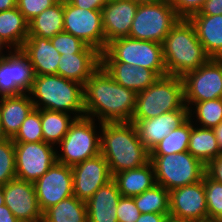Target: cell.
I'll list each match as a JSON object with an SVG mask.
<instances>
[{"instance_id": "6da1fadb", "label": "cell", "mask_w": 222, "mask_h": 222, "mask_svg": "<svg viewBox=\"0 0 222 222\" xmlns=\"http://www.w3.org/2000/svg\"><path fill=\"white\" fill-rule=\"evenodd\" d=\"M136 100L137 93L115 82L101 65L84 85L85 116L96 117L98 124L131 122Z\"/></svg>"}, {"instance_id": "7a4b0ae2", "label": "cell", "mask_w": 222, "mask_h": 222, "mask_svg": "<svg viewBox=\"0 0 222 222\" xmlns=\"http://www.w3.org/2000/svg\"><path fill=\"white\" fill-rule=\"evenodd\" d=\"M100 125V153L107 161L112 177L150 162V152L140 141L133 122H107Z\"/></svg>"}, {"instance_id": "3957f363", "label": "cell", "mask_w": 222, "mask_h": 222, "mask_svg": "<svg viewBox=\"0 0 222 222\" xmlns=\"http://www.w3.org/2000/svg\"><path fill=\"white\" fill-rule=\"evenodd\" d=\"M162 48L167 75L182 77L211 59L189 19H179L165 37Z\"/></svg>"}, {"instance_id": "277c9868", "label": "cell", "mask_w": 222, "mask_h": 222, "mask_svg": "<svg viewBox=\"0 0 222 222\" xmlns=\"http://www.w3.org/2000/svg\"><path fill=\"white\" fill-rule=\"evenodd\" d=\"M29 94L35 109L85 116L84 85L76 81L57 74L35 76Z\"/></svg>"}, {"instance_id": "5b68a950", "label": "cell", "mask_w": 222, "mask_h": 222, "mask_svg": "<svg viewBox=\"0 0 222 222\" xmlns=\"http://www.w3.org/2000/svg\"><path fill=\"white\" fill-rule=\"evenodd\" d=\"M185 106L184 84L180 76L159 77L151 86L137 93L132 120H147Z\"/></svg>"}, {"instance_id": "8992f818", "label": "cell", "mask_w": 222, "mask_h": 222, "mask_svg": "<svg viewBox=\"0 0 222 222\" xmlns=\"http://www.w3.org/2000/svg\"><path fill=\"white\" fill-rule=\"evenodd\" d=\"M101 62H124L153 70L159 77L167 75L162 44L152 41L115 39L101 53Z\"/></svg>"}, {"instance_id": "52a82bcc", "label": "cell", "mask_w": 222, "mask_h": 222, "mask_svg": "<svg viewBox=\"0 0 222 222\" xmlns=\"http://www.w3.org/2000/svg\"><path fill=\"white\" fill-rule=\"evenodd\" d=\"M156 183L171 191L199 182L206 174V166L188 151L167 155H150Z\"/></svg>"}, {"instance_id": "ba28073f", "label": "cell", "mask_w": 222, "mask_h": 222, "mask_svg": "<svg viewBox=\"0 0 222 222\" xmlns=\"http://www.w3.org/2000/svg\"><path fill=\"white\" fill-rule=\"evenodd\" d=\"M95 120L88 116L75 118L58 144L57 162L73 167L100 154V135ZM98 133V134H97Z\"/></svg>"}, {"instance_id": "9c48e42d", "label": "cell", "mask_w": 222, "mask_h": 222, "mask_svg": "<svg viewBox=\"0 0 222 222\" xmlns=\"http://www.w3.org/2000/svg\"><path fill=\"white\" fill-rule=\"evenodd\" d=\"M179 19L170 1L140 4L133 19L129 37L162 44Z\"/></svg>"}, {"instance_id": "30bf717a", "label": "cell", "mask_w": 222, "mask_h": 222, "mask_svg": "<svg viewBox=\"0 0 222 222\" xmlns=\"http://www.w3.org/2000/svg\"><path fill=\"white\" fill-rule=\"evenodd\" d=\"M181 78L187 108L197 102L222 98V59L211 58L207 63L185 73Z\"/></svg>"}, {"instance_id": "8fae6325", "label": "cell", "mask_w": 222, "mask_h": 222, "mask_svg": "<svg viewBox=\"0 0 222 222\" xmlns=\"http://www.w3.org/2000/svg\"><path fill=\"white\" fill-rule=\"evenodd\" d=\"M63 31L79 38L100 53L105 50L102 10H87L64 2Z\"/></svg>"}, {"instance_id": "7c38bea8", "label": "cell", "mask_w": 222, "mask_h": 222, "mask_svg": "<svg viewBox=\"0 0 222 222\" xmlns=\"http://www.w3.org/2000/svg\"><path fill=\"white\" fill-rule=\"evenodd\" d=\"M0 51V98L29 93L35 79L33 66L21 49Z\"/></svg>"}, {"instance_id": "4fadbf2b", "label": "cell", "mask_w": 222, "mask_h": 222, "mask_svg": "<svg viewBox=\"0 0 222 222\" xmlns=\"http://www.w3.org/2000/svg\"><path fill=\"white\" fill-rule=\"evenodd\" d=\"M16 178L35 183L57 162V148L44 141L14 142Z\"/></svg>"}, {"instance_id": "5bb4252c", "label": "cell", "mask_w": 222, "mask_h": 222, "mask_svg": "<svg viewBox=\"0 0 222 222\" xmlns=\"http://www.w3.org/2000/svg\"><path fill=\"white\" fill-rule=\"evenodd\" d=\"M169 217L192 221H208L203 180L169 191Z\"/></svg>"}, {"instance_id": "9a60e30c", "label": "cell", "mask_w": 222, "mask_h": 222, "mask_svg": "<svg viewBox=\"0 0 222 222\" xmlns=\"http://www.w3.org/2000/svg\"><path fill=\"white\" fill-rule=\"evenodd\" d=\"M36 196L42 213L73 196V173L70 166L55 162L35 183Z\"/></svg>"}, {"instance_id": "2e32d148", "label": "cell", "mask_w": 222, "mask_h": 222, "mask_svg": "<svg viewBox=\"0 0 222 222\" xmlns=\"http://www.w3.org/2000/svg\"><path fill=\"white\" fill-rule=\"evenodd\" d=\"M2 186L4 204L20 222H42L34 183L14 178Z\"/></svg>"}, {"instance_id": "e0dca14e", "label": "cell", "mask_w": 222, "mask_h": 222, "mask_svg": "<svg viewBox=\"0 0 222 222\" xmlns=\"http://www.w3.org/2000/svg\"><path fill=\"white\" fill-rule=\"evenodd\" d=\"M71 168L73 195L84 202H87L100 187L113 178L108 163L101 153Z\"/></svg>"}, {"instance_id": "ac0fdd59", "label": "cell", "mask_w": 222, "mask_h": 222, "mask_svg": "<svg viewBox=\"0 0 222 222\" xmlns=\"http://www.w3.org/2000/svg\"><path fill=\"white\" fill-rule=\"evenodd\" d=\"M188 108L185 105L180 110L163 113L147 120H131L137 128L140 141L150 152L172 130L183 124L189 117Z\"/></svg>"}, {"instance_id": "d6986e66", "label": "cell", "mask_w": 222, "mask_h": 222, "mask_svg": "<svg viewBox=\"0 0 222 222\" xmlns=\"http://www.w3.org/2000/svg\"><path fill=\"white\" fill-rule=\"evenodd\" d=\"M138 4L133 0H108L102 8L105 48L115 39L129 37Z\"/></svg>"}, {"instance_id": "ffe728a7", "label": "cell", "mask_w": 222, "mask_h": 222, "mask_svg": "<svg viewBox=\"0 0 222 222\" xmlns=\"http://www.w3.org/2000/svg\"><path fill=\"white\" fill-rule=\"evenodd\" d=\"M33 66L35 76L56 75L60 53L48 38L28 36L21 48Z\"/></svg>"}, {"instance_id": "44dd1931", "label": "cell", "mask_w": 222, "mask_h": 222, "mask_svg": "<svg viewBox=\"0 0 222 222\" xmlns=\"http://www.w3.org/2000/svg\"><path fill=\"white\" fill-rule=\"evenodd\" d=\"M121 196L112 178L86 202L88 222H118L116 210Z\"/></svg>"}, {"instance_id": "7402d4cb", "label": "cell", "mask_w": 222, "mask_h": 222, "mask_svg": "<svg viewBox=\"0 0 222 222\" xmlns=\"http://www.w3.org/2000/svg\"><path fill=\"white\" fill-rule=\"evenodd\" d=\"M101 66L115 82L136 93L144 91L159 78L153 70L124 62H101Z\"/></svg>"}, {"instance_id": "603a6c76", "label": "cell", "mask_w": 222, "mask_h": 222, "mask_svg": "<svg viewBox=\"0 0 222 222\" xmlns=\"http://www.w3.org/2000/svg\"><path fill=\"white\" fill-rule=\"evenodd\" d=\"M101 65V53L62 54L57 66V75L85 85Z\"/></svg>"}, {"instance_id": "cb8c5ba5", "label": "cell", "mask_w": 222, "mask_h": 222, "mask_svg": "<svg viewBox=\"0 0 222 222\" xmlns=\"http://www.w3.org/2000/svg\"><path fill=\"white\" fill-rule=\"evenodd\" d=\"M34 109L29 93L0 98V121L8 138H13Z\"/></svg>"}, {"instance_id": "d4e9b609", "label": "cell", "mask_w": 222, "mask_h": 222, "mask_svg": "<svg viewBox=\"0 0 222 222\" xmlns=\"http://www.w3.org/2000/svg\"><path fill=\"white\" fill-rule=\"evenodd\" d=\"M189 21L210 58L222 59V15H192Z\"/></svg>"}, {"instance_id": "484cf974", "label": "cell", "mask_w": 222, "mask_h": 222, "mask_svg": "<svg viewBox=\"0 0 222 222\" xmlns=\"http://www.w3.org/2000/svg\"><path fill=\"white\" fill-rule=\"evenodd\" d=\"M29 22L17 7L0 11V49H21L28 38Z\"/></svg>"}, {"instance_id": "4316f807", "label": "cell", "mask_w": 222, "mask_h": 222, "mask_svg": "<svg viewBox=\"0 0 222 222\" xmlns=\"http://www.w3.org/2000/svg\"><path fill=\"white\" fill-rule=\"evenodd\" d=\"M119 192L124 197H134L153 188L156 183L154 167L151 162L144 166L121 171L113 176Z\"/></svg>"}, {"instance_id": "83f0119b", "label": "cell", "mask_w": 222, "mask_h": 222, "mask_svg": "<svg viewBox=\"0 0 222 222\" xmlns=\"http://www.w3.org/2000/svg\"><path fill=\"white\" fill-rule=\"evenodd\" d=\"M191 119V133L188 152L205 166L222 155L213 129L195 127Z\"/></svg>"}, {"instance_id": "f1b7e54d", "label": "cell", "mask_w": 222, "mask_h": 222, "mask_svg": "<svg viewBox=\"0 0 222 222\" xmlns=\"http://www.w3.org/2000/svg\"><path fill=\"white\" fill-rule=\"evenodd\" d=\"M63 27L64 2L57 1L29 22L28 36L51 39L57 33L63 32Z\"/></svg>"}, {"instance_id": "f546056e", "label": "cell", "mask_w": 222, "mask_h": 222, "mask_svg": "<svg viewBox=\"0 0 222 222\" xmlns=\"http://www.w3.org/2000/svg\"><path fill=\"white\" fill-rule=\"evenodd\" d=\"M42 222H88L86 202L70 196L46 209Z\"/></svg>"}, {"instance_id": "4dcf8cb0", "label": "cell", "mask_w": 222, "mask_h": 222, "mask_svg": "<svg viewBox=\"0 0 222 222\" xmlns=\"http://www.w3.org/2000/svg\"><path fill=\"white\" fill-rule=\"evenodd\" d=\"M76 117L52 110H41V125L44 142L56 146L61 142Z\"/></svg>"}, {"instance_id": "1f68e13d", "label": "cell", "mask_w": 222, "mask_h": 222, "mask_svg": "<svg viewBox=\"0 0 222 222\" xmlns=\"http://www.w3.org/2000/svg\"><path fill=\"white\" fill-rule=\"evenodd\" d=\"M191 133V119L188 118L183 124L163 138L150 151V155H167L188 151Z\"/></svg>"}, {"instance_id": "d6a6232c", "label": "cell", "mask_w": 222, "mask_h": 222, "mask_svg": "<svg viewBox=\"0 0 222 222\" xmlns=\"http://www.w3.org/2000/svg\"><path fill=\"white\" fill-rule=\"evenodd\" d=\"M133 198L141 214L160 213L169 215V191L161 185L156 184L153 188Z\"/></svg>"}, {"instance_id": "836d02e7", "label": "cell", "mask_w": 222, "mask_h": 222, "mask_svg": "<svg viewBox=\"0 0 222 222\" xmlns=\"http://www.w3.org/2000/svg\"><path fill=\"white\" fill-rule=\"evenodd\" d=\"M192 106L195 109L193 107L188 108V117H196V122L198 121L200 124L199 127L213 129L222 121V98L197 102ZM194 114L196 115L193 116Z\"/></svg>"}, {"instance_id": "e575fe53", "label": "cell", "mask_w": 222, "mask_h": 222, "mask_svg": "<svg viewBox=\"0 0 222 222\" xmlns=\"http://www.w3.org/2000/svg\"><path fill=\"white\" fill-rule=\"evenodd\" d=\"M13 142L36 143L44 141L41 110L33 109L21 124L19 131L12 138Z\"/></svg>"}, {"instance_id": "d590c367", "label": "cell", "mask_w": 222, "mask_h": 222, "mask_svg": "<svg viewBox=\"0 0 222 222\" xmlns=\"http://www.w3.org/2000/svg\"><path fill=\"white\" fill-rule=\"evenodd\" d=\"M202 180L205 187L208 221H219L222 219V184L207 174L203 176Z\"/></svg>"}, {"instance_id": "8d00e7d4", "label": "cell", "mask_w": 222, "mask_h": 222, "mask_svg": "<svg viewBox=\"0 0 222 222\" xmlns=\"http://www.w3.org/2000/svg\"><path fill=\"white\" fill-rule=\"evenodd\" d=\"M50 40L60 55L77 53H100L95 48L86 45L79 38H76L70 33L64 31L57 33Z\"/></svg>"}, {"instance_id": "74e56055", "label": "cell", "mask_w": 222, "mask_h": 222, "mask_svg": "<svg viewBox=\"0 0 222 222\" xmlns=\"http://www.w3.org/2000/svg\"><path fill=\"white\" fill-rule=\"evenodd\" d=\"M16 178L15 146L12 138L0 142V185Z\"/></svg>"}, {"instance_id": "f35d334b", "label": "cell", "mask_w": 222, "mask_h": 222, "mask_svg": "<svg viewBox=\"0 0 222 222\" xmlns=\"http://www.w3.org/2000/svg\"><path fill=\"white\" fill-rule=\"evenodd\" d=\"M57 0H17V8L30 22L42 11L54 5Z\"/></svg>"}, {"instance_id": "ab89813d", "label": "cell", "mask_w": 222, "mask_h": 222, "mask_svg": "<svg viewBox=\"0 0 222 222\" xmlns=\"http://www.w3.org/2000/svg\"><path fill=\"white\" fill-rule=\"evenodd\" d=\"M116 213L118 222H136L141 215L134 198L124 196L119 200Z\"/></svg>"}, {"instance_id": "60d3db41", "label": "cell", "mask_w": 222, "mask_h": 222, "mask_svg": "<svg viewBox=\"0 0 222 222\" xmlns=\"http://www.w3.org/2000/svg\"><path fill=\"white\" fill-rule=\"evenodd\" d=\"M206 0H170V4L180 19H189L201 11Z\"/></svg>"}, {"instance_id": "b9f144b4", "label": "cell", "mask_w": 222, "mask_h": 222, "mask_svg": "<svg viewBox=\"0 0 222 222\" xmlns=\"http://www.w3.org/2000/svg\"><path fill=\"white\" fill-rule=\"evenodd\" d=\"M206 174L216 182L222 184V155L206 166Z\"/></svg>"}, {"instance_id": "7bdbcfd3", "label": "cell", "mask_w": 222, "mask_h": 222, "mask_svg": "<svg viewBox=\"0 0 222 222\" xmlns=\"http://www.w3.org/2000/svg\"><path fill=\"white\" fill-rule=\"evenodd\" d=\"M222 15V0H206L201 11L194 15Z\"/></svg>"}, {"instance_id": "ee69618b", "label": "cell", "mask_w": 222, "mask_h": 222, "mask_svg": "<svg viewBox=\"0 0 222 222\" xmlns=\"http://www.w3.org/2000/svg\"><path fill=\"white\" fill-rule=\"evenodd\" d=\"M74 6L83 8V9H91V10H102V8L106 5L108 0H69Z\"/></svg>"}, {"instance_id": "f6af8a7d", "label": "cell", "mask_w": 222, "mask_h": 222, "mask_svg": "<svg viewBox=\"0 0 222 222\" xmlns=\"http://www.w3.org/2000/svg\"><path fill=\"white\" fill-rule=\"evenodd\" d=\"M169 215L160 213H144L141 214L136 222H166Z\"/></svg>"}, {"instance_id": "bcb514c9", "label": "cell", "mask_w": 222, "mask_h": 222, "mask_svg": "<svg viewBox=\"0 0 222 222\" xmlns=\"http://www.w3.org/2000/svg\"><path fill=\"white\" fill-rule=\"evenodd\" d=\"M0 222H20L4 204L0 206Z\"/></svg>"}, {"instance_id": "7dc6e473", "label": "cell", "mask_w": 222, "mask_h": 222, "mask_svg": "<svg viewBox=\"0 0 222 222\" xmlns=\"http://www.w3.org/2000/svg\"><path fill=\"white\" fill-rule=\"evenodd\" d=\"M17 7V0H0V11H6Z\"/></svg>"}, {"instance_id": "c3c4849f", "label": "cell", "mask_w": 222, "mask_h": 222, "mask_svg": "<svg viewBox=\"0 0 222 222\" xmlns=\"http://www.w3.org/2000/svg\"><path fill=\"white\" fill-rule=\"evenodd\" d=\"M213 131L222 154V121L215 128H213Z\"/></svg>"}, {"instance_id": "681fc988", "label": "cell", "mask_w": 222, "mask_h": 222, "mask_svg": "<svg viewBox=\"0 0 222 222\" xmlns=\"http://www.w3.org/2000/svg\"><path fill=\"white\" fill-rule=\"evenodd\" d=\"M136 4H152V3H159V2H168L170 0H133Z\"/></svg>"}, {"instance_id": "f907efd6", "label": "cell", "mask_w": 222, "mask_h": 222, "mask_svg": "<svg viewBox=\"0 0 222 222\" xmlns=\"http://www.w3.org/2000/svg\"><path fill=\"white\" fill-rule=\"evenodd\" d=\"M8 137L7 135L4 133L3 131V127H2V123L0 121V142L4 141V140H7Z\"/></svg>"}, {"instance_id": "816d5d0a", "label": "cell", "mask_w": 222, "mask_h": 222, "mask_svg": "<svg viewBox=\"0 0 222 222\" xmlns=\"http://www.w3.org/2000/svg\"><path fill=\"white\" fill-rule=\"evenodd\" d=\"M4 205L3 186L0 185V206Z\"/></svg>"}, {"instance_id": "f5cc1de1", "label": "cell", "mask_w": 222, "mask_h": 222, "mask_svg": "<svg viewBox=\"0 0 222 222\" xmlns=\"http://www.w3.org/2000/svg\"><path fill=\"white\" fill-rule=\"evenodd\" d=\"M166 222H192V221H185V220H178V219H174L169 217Z\"/></svg>"}, {"instance_id": "db71d44e", "label": "cell", "mask_w": 222, "mask_h": 222, "mask_svg": "<svg viewBox=\"0 0 222 222\" xmlns=\"http://www.w3.org/2000/svg\"><path fill=\"white\" fill-rule=\"evenodd\" d=\"M57 1L66 2V1H69V0H57Z\"/></svg>"}]
</instances>
